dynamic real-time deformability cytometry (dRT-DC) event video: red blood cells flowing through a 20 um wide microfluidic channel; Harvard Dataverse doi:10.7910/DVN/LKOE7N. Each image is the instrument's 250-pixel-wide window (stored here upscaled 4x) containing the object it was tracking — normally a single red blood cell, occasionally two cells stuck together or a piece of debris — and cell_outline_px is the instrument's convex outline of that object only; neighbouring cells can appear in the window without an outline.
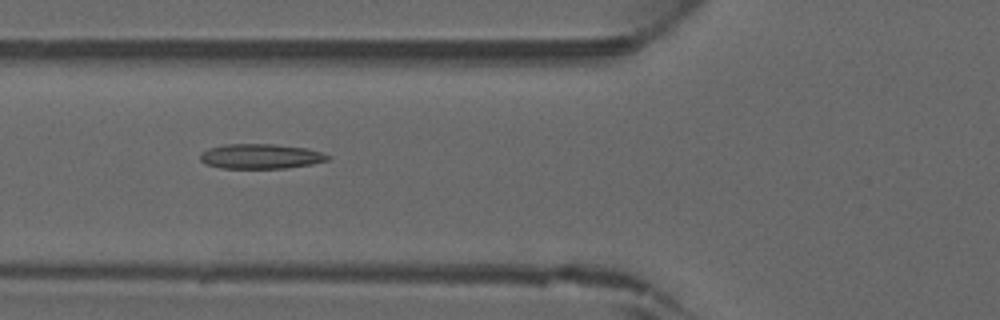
{"species": "common noctule bat (a hibernating species)", "species_latin": "Nyctalus noctula", "temperature_condition": "warm", "stored_images_in_passage": 45, "camera_frame_rate_fps": 3000, "um_per_image_px": 0.085, "animal": {"sex": "male", "forearm_length_mm": 52.5}, "frame": {"image": 1, "passage_image": 17, "time_ms": 5.333, "image_size_px": [1000, 320], "cell_outline_px": [[332, 156], [328, 160], [312, 164], [288, 168], [220, 168], [204, 164], [200, 160], [200, 152], [208, 148], [224, 144], [276, 144], [308, 148]], "centroid_in_image_um": [22.14, 13.28], "position_along_channel_um": 103.7, "area_um2": 18.73}}
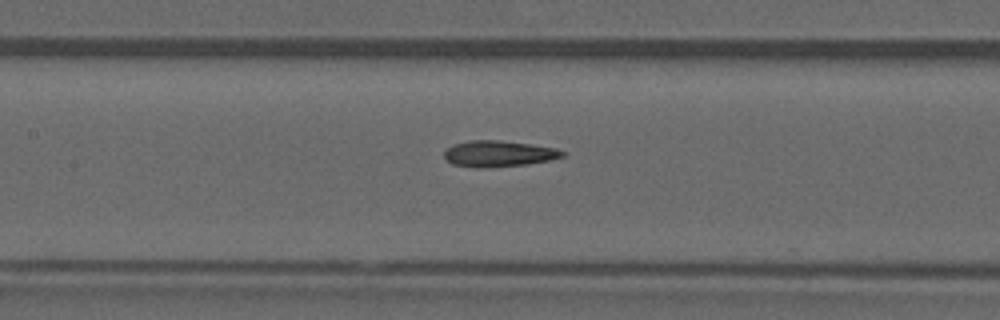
{"frame": {"image": 2, "passage_image": 21, "time_ms": 6.667, "image_size_px": [1000, 320], "cell_outline_px": [[564, 156], [548, 160], [524, 164], [476, 168], [452, 164], [444, 156], [444, 152], [448, 148], [456, 144], [468, 140], [500, 140], [556, 148], [564, 152]], "centroid_in_image_um": [42.35, 13.05], "position_along_channel_um": 165.0, "area_um2": 17.57}}
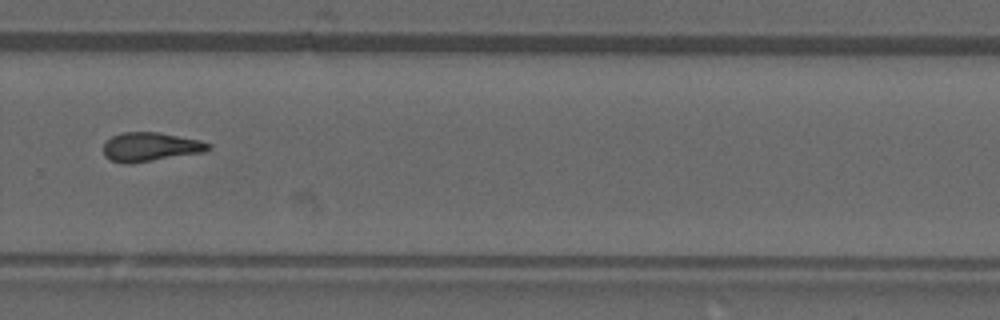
{"frame": {"image": 3, "passage_image": 31, "time_ms": 10.0, "image_size_px": [1000, 320], "cell_outline_px": [[212, 148], [204, 152], [128, 164], [124, 164], [112, 160], [104, 156], [104, 144], [112, 136], [124, 132], [160, 132], [200, 140], [212, 144]], "centroid_in_image_um": [12.81, 12.48], "position_along_channel_um": 317.0, "area_um2": 17.69}}